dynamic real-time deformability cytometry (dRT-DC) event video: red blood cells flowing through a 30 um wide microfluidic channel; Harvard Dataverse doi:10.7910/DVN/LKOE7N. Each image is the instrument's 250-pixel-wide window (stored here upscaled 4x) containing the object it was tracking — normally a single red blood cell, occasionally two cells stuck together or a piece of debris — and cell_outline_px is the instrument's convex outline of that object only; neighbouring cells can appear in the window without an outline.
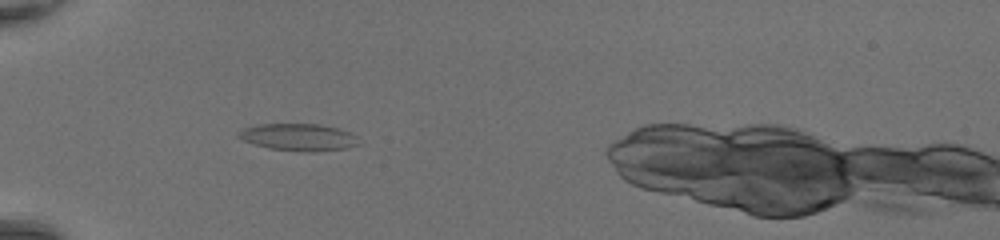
{"species": "common noctule bat (a hibernating species)", "species_latin": "Nyctalus noctula", "temperature_condition": "room temperature", "stored_images_in_passage": 37, "camera_frame_rate_fps": 3000, "um_per_image_px": 0.085, "animal": {"sex": "female", "body_mass_g": 20.0, "forearm_length_mm": 54.0}, "frame": {"image": 1, "passage_image": 5, "time_ms": 1.333, "image_size_px": [1000, 240], "cell_outline_px": [[360, 144], [348, 148], [316, 152], [308, 152], [268, 148], [244, 140], [236, 136], [236, 132], [244, 128], [260, 124], [320, 124], [336, 128], [348, 132], [356, 136]], "centroid_in_image_um": [25.38, 11.66], "position_along_channel_um": 59.6, "area_um2": 18.96}}
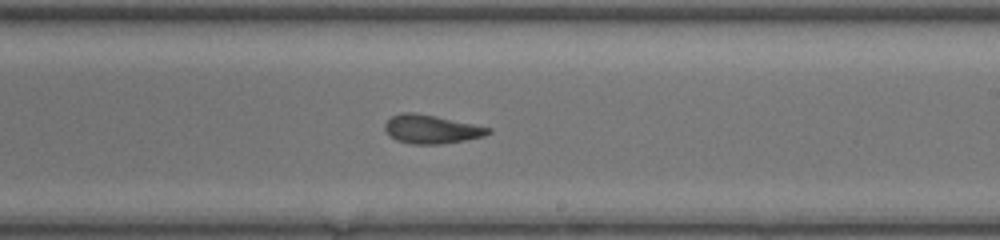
{"frame": {"image": 2, "passage_image": 19, "time_ms": 6.0, "image_size_px": [1000, 240], "cell_outline_px": [[492, 132], [484, 136], [464, 140], [440, 144], [412, 144], [396, 140], [384, 128], [384, 124], [392, 116], [400, 112], [416, 112], [436, 116], [492, 128]], "centroid_in_image_um": [36.67, 10.97], "position_along_channel_um": 252.3, "area_um2": 17.17}}
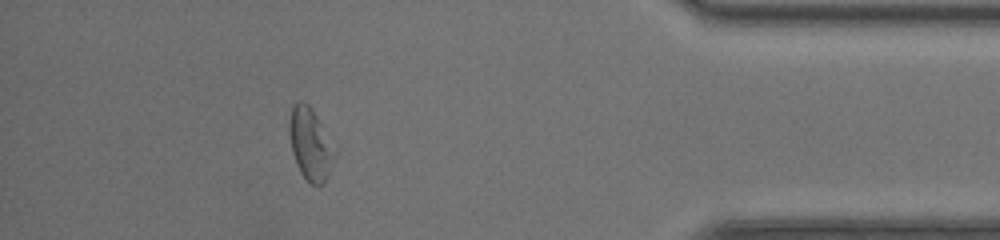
{"frame": {"image": 3, "passage_image": 32, "time_ms": 10.333, "image_size_px": [1000, 240], "cell_outline_px": [[336, 152], [324, 184], [312, 184], [300, 172], [296, 164], [292, 152], [288, 132], [288, 124], [292, 104], [296, 100], [304, 100], [312, 108]], "centroid_in_image_um": [26.32, 12.19], "position_along_channel_um": 408.9, "area_um2": 18.9}}